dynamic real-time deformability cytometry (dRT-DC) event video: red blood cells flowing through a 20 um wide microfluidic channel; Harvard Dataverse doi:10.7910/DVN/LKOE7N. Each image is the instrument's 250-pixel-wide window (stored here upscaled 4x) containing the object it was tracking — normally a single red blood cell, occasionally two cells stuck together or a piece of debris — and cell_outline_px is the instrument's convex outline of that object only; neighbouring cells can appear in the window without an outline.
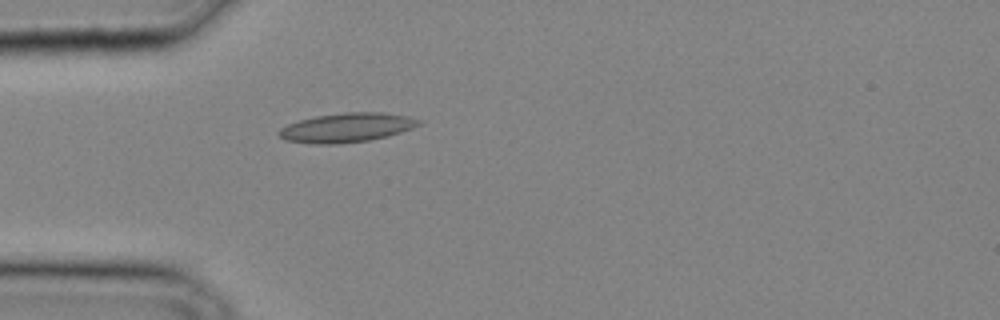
{"species": "common noctule bat (a hibernating species)", "species_latin": "Nyctalus noctula", "temperature_condition": "cold", "stored_images_in_passage": 22, "camera_frame_rate_fps": 3000, "um_per_image_px": 0.085, "animal": {"sex": "male", "body_mass_g": 20.4}, "frame": {"image": 1, "passage_image": 1, "time_ms": 0.0, "image_size_px": [1000, 320], "cell_outline_px": [[424, 120], [420, 124], [412, 128], [388, 136], [368, 140], [336, 144], [312, 144], [284, 140], [276, 132], [280, 128], [288, 124], [300, 120], [316, 116], [344, 112], [380, 112], [408, 116]], "centroid_in_image_um": [29.46, 10.84], "position_along_channel_um": 55.5, "area_um2": 23.87}}
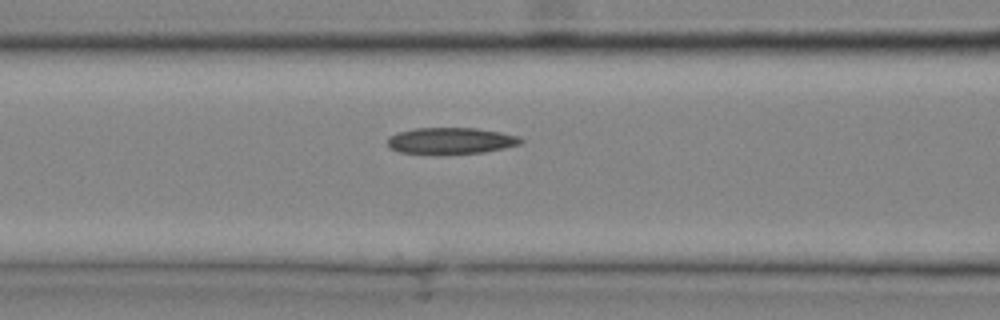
{"frame": {"image": 2, "passage_image": 5, "time_ms": 1.333, "image_size_px": [1000, 320], "cell_outline_px": [[524, 140], [520, 144], [504, 148], [484, 152], [436, 156], [400, 152], [392, 148], [388, 144], [388, 136], [400, 132], [416, 128], [476, 128], [500, 132], [520, 136]], "centroid_in_image_um": [38.33, 11.99], "position_along_channel_um": 128.3, "area_um2": 20.98}}
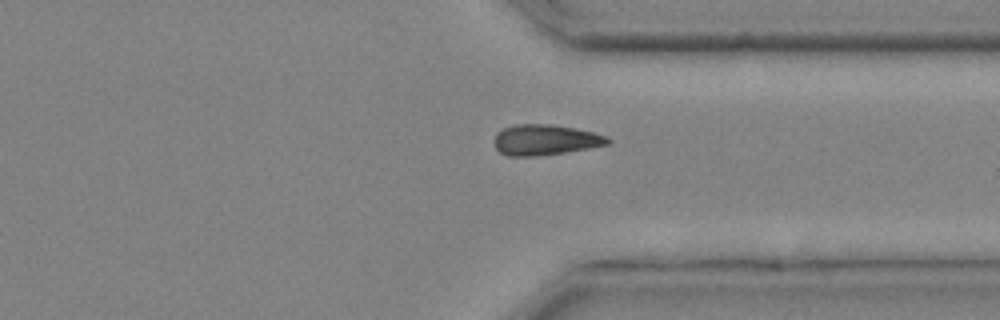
{"frame": {"image": 3, "passage_image": 17, "time_ms": 5.333, "image_size_px": [1000, 320], "cell_outline_px": [[612, 140], [608, 144], [588, 148], [564, 152], [536, 156], [508, 156], [500, 152], [496, 148], [496, 132], [504, 128], [516, 124], [548, 124], [572, 128], [592, 132], [608, 136]], "centroid_in_image_um": [46.35, 11.89], "position_along_channel_um": 365.1, "area_um2": 19.94}}